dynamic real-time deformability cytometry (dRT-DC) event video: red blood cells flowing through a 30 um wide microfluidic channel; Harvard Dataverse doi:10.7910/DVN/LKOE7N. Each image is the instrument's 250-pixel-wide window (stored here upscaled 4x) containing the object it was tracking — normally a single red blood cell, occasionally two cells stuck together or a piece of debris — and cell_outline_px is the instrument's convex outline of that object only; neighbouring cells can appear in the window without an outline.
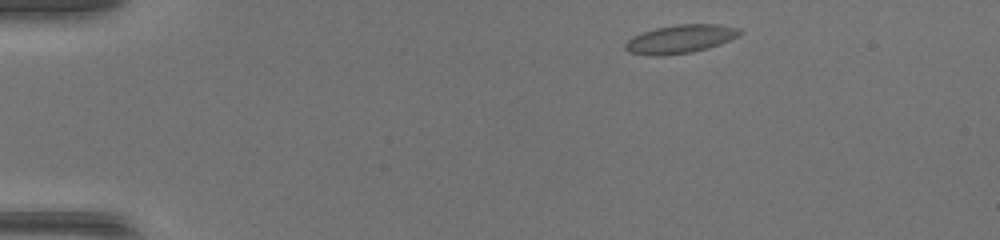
{"species": "common noctule bat (a hibernating species)", "species_latin": "Nyctalus noctula", "temperature_condition": "warm", "stored_images_in_passage": 41, "camera_frame_rate_fps": 3000, "um_per_image_px": 0.085, "animal": {"sex": "female", "body_mass_g": 17.0, "forearm_length_mm": 48.0}, "frame": {"image": 1, "passage_image": 2, "time_ms": 0.333, "image_size_px": [1000, 240], "cell_outline_px": [[744, 32], [740, 36], [720, 44], [708, 48], [692, 52], [664, 56], [648, 56], [628, 52], [624, 48], [624, 44], [632, 36], [656, 28], [676, 24], [716, 24], [740, 28]], "centroid_in_image_um": [57.84, 3.32], "position_along_channel_um": 27.2, "area_um2": 19.25}}
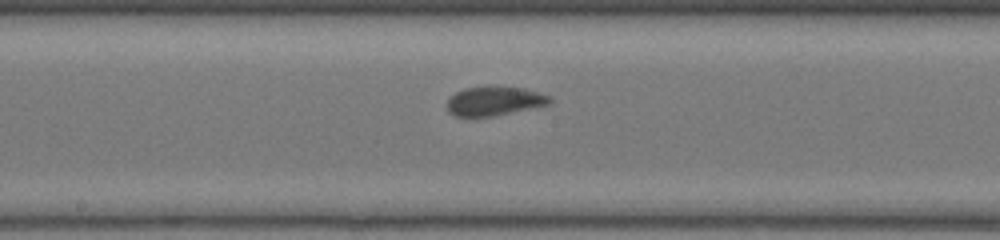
{"frame": {"image": 2, "passage_image": 20, "time_ms": 6.333, "image_size_px": [1000, 240], "cell_outline_px": [[552, 100], [548, 104], [488, 116], [456, 116], [448, 112], [448, 100], [456, 92], [464, 88], [524, 88], [552, 96]], "centroid_in_image_um": [42.01, 8.59], "position_along_channel_um": 206.2, "area_um2": 16.53}}
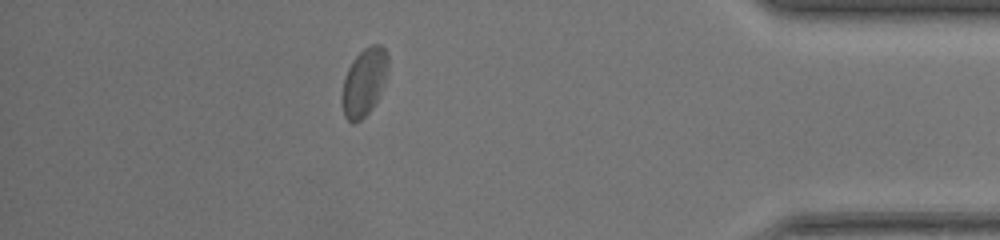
{"frame": {"image": 3, "passage_image": 36, "time_ms": 11.667, "image_size_px": [1000, 240], "cell_outline_px": [[388, 72], [376, 100], [372, 108], [360, 120], [352, 124], [344, 116], [344, 76], [352, 60], [364, 48], [372, 44], [380, 44], [388, 52]], "centroid_in_image_um": [30.98, 6.92], "position_along_channel_um": 404.2, "area_um2": 17.74}}